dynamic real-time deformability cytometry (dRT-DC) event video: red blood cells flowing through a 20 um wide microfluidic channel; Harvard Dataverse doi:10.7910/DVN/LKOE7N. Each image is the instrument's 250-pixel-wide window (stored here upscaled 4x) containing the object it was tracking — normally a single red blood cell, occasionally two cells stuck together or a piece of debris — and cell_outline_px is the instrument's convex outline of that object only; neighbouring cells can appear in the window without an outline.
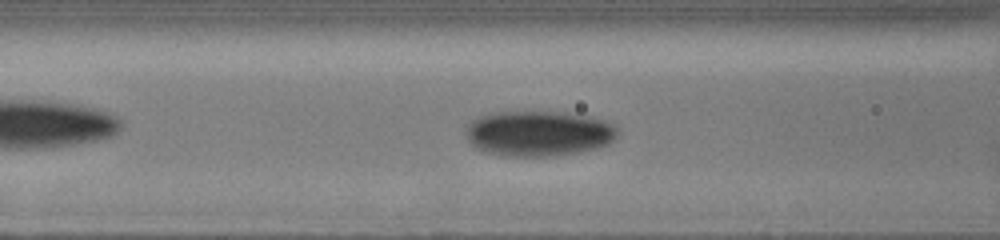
{"species": "human", "species_latin": "Homo sapiens", "temperature_condition": "cold", "stored_images_in_passage": 34, "camera_frame_rate_fps": 3000, "um_per_image_px": 0.085, "donor": {"sex": "male"}, "frame": {"image": 1, "passage_image": 10, "time_ms": 3.0, "image_size_px": [1000, 240], "cell_outline_px": [[620, 128], [616, 140], [608, 144], [596, 148], [580, 152], [556, 156], [504, 156], [484, 152], [476, 148], [468, 140], [468, 124], [472, 120], [480, 116], [496, 112], [564, 112], [588, 116], [604, 120]], "centroid_in_image_um": [45.84, 11.35], "position_along_channel_um": 120.8, "area_um2": 40.34}}
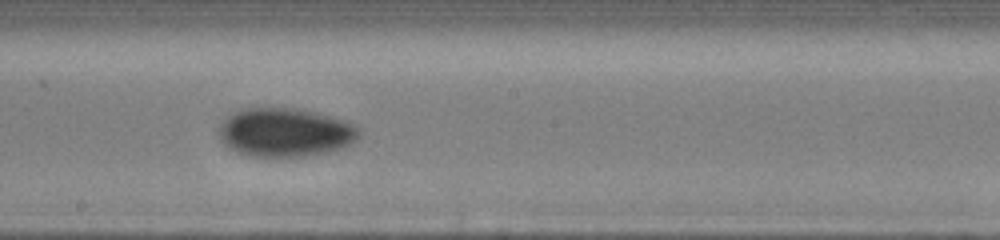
{"frame": {"image": 2, "passage_image": 17, "time_ms": 5.667, "image_size_px": [1000, 240], "cell_outline_px": [[360, 136], [356, 140], [340, 148], [328, 152], [304, 156], [252, 156], [236, 152], [224, 144], [220, 140], [216, 132], [220, 124], [228, 116], [240, 108], [296, 108], [316, 112], [344, 120], [360, 128]], "centroid_in_image_um": [24.2, 11.24], "position_along_channel_um": 224.0, "area_um2": 39.88}}
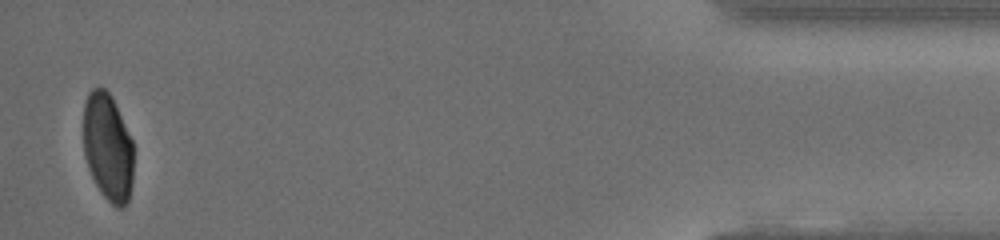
{"frame": {"image": 3, "passage_image": 34, "time_ms": 12.667, "image_size_px": [1000, 240], "cell_outline_px": [[132, 184], [128, 200], [120, 208], [116, 208], [100, 192], [88, 168], [84, 152], [84, 104], [88, 92], [92, 88], [104, 88], [112, 96], [132, 140]], "centroid_in_image_um": [9.16, 12.5], "position_along_channel_um": 426.0, "area_um2": 31.27}, "authors_computed_cell_mechanics": {"area_um2": 37.7434, "velocity_mm_per_s": 3.8829, "shape_relaxation_time_tau1_ms": 6.5372, "shape_relaxation_time_tau2_ms": 1.1395, "deformation_change_tau1": 0.1389, "deformation_change_tau2": 0.0376}}